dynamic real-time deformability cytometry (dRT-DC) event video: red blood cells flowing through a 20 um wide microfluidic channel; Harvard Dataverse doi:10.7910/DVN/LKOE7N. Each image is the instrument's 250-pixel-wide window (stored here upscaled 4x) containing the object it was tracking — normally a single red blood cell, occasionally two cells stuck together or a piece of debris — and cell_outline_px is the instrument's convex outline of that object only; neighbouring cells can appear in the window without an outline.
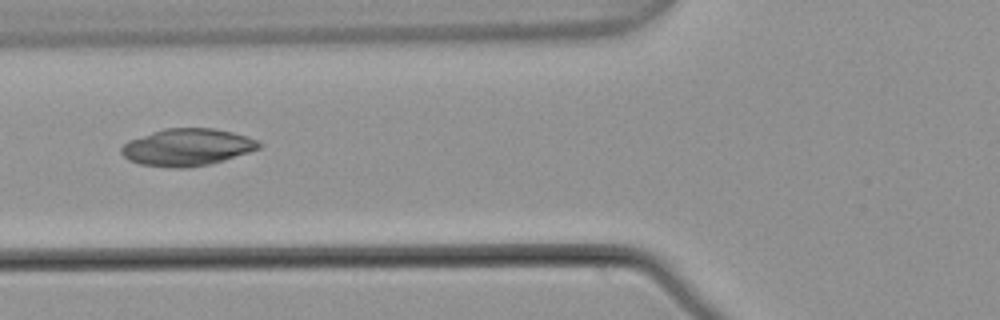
{"species": "common noctule bat (a hibernating species)", "species_latin": "Nyctalus noctula", "temperature_condition": "warm", "stored_images_in_passage": 6, "camera_frame_rate_fps": 3000, "um_per_image_px": 0.085, "animal": {"sex": "male", "body_mass_g": 21.5, "forearm_length_mm": 52.0}, "frame": {"image": 1, "passage_image": 6, "time_ms": 1.667, "image_size_px": [1000, 320], "cell_outline_px": [[264, 144], [260, 148], [224, 160], [208, 164], [188, 168], [176, 168], [140, 164], [128, 160], [120, 152], [120, 148], [128, 140], [164, 128], [212, 128], [232, 132], [248, 136], [260, 140]], "centroid_in_image_um": [15.93, 12.51], "position_along_channel_um": 109.9, "area_um2": 29.88}}